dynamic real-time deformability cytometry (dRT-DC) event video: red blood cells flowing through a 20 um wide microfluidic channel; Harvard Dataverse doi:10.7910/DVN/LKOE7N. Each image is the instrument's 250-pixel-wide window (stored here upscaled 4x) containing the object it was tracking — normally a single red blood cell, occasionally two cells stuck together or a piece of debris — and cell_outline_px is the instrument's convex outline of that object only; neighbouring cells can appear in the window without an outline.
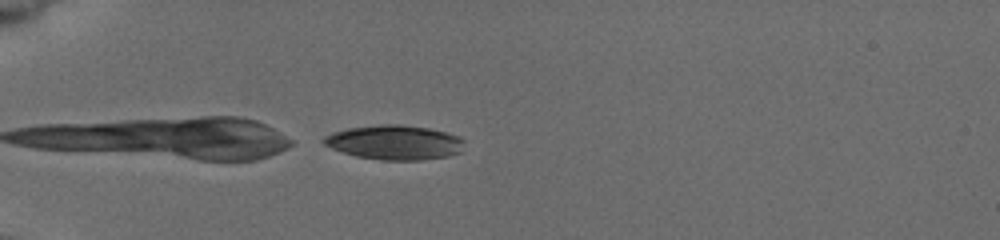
{"species": "common noctule bat (a hibernating species)", "species_latin": "Nyctalus noctula", "temperature_condition": "cold", "stored_images_in_passage": 25, "camera_frame_rate_fps": 3000, "um_per_image_px": 0.085, "animal": {"sex": "female", "body_mass_g": 19.5, "forearm_length_mm": 54.1}, "frame": {"image": 1, "passage_image": 25, "time_ms": 5.667, "image_size_px": [1000, 240], "cell_outline_px": [[464, 140], [460, 152], [448, 156], [420, 160], [384, 160], [356, 156], [332, 148], [324, 144], [320, 140], [324, 136], [332, 132], [348, 128], [380, 124], [400, 124], [428, 128], [460, 136]], "centroid_in_image_um": [33.52, 12.1], "position_along_channel_um": 51.5, "area_um2": 28.21}}